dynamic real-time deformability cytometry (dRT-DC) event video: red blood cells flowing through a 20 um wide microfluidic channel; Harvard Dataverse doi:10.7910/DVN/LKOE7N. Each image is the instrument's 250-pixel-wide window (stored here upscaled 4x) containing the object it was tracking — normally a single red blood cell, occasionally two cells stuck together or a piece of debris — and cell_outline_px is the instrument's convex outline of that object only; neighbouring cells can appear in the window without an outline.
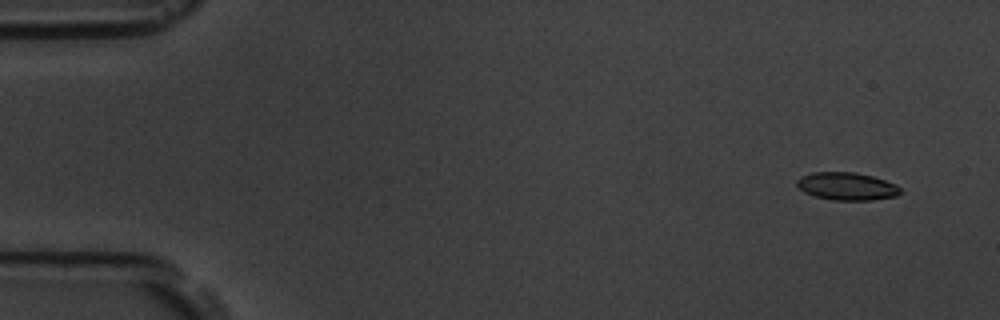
{"species": "common noctule bat (a hibernating species)", "species_latin": "Nyctalus noctula", "temperature_condition": "room temperature", "stored_images_in_passage": 6, "camera_frame_rate_fps": 3000, "um_per_image_px": 0.085, "animal": {"sex": "male", "body_mass_g": 19.5, "forearm_length_mm": 54.6}, "frame": {"image": 1, "passage_image": 1, "time_ms": 0.0, "image_size_px": [1000, 320], "cell_outline_px": [[900, 192], [896, 196], [872, 200], [832, 200], [816, 196], [804, 192], [796, 184], [796, 180], [800, 176], [812, 172], [856, 172], [872, 176], [896, 184], [900, 188]], "centroid_in_image_um": [71.96, 15.83], "position_along_channel_um": 13.0, "area_um2": 16.7}}
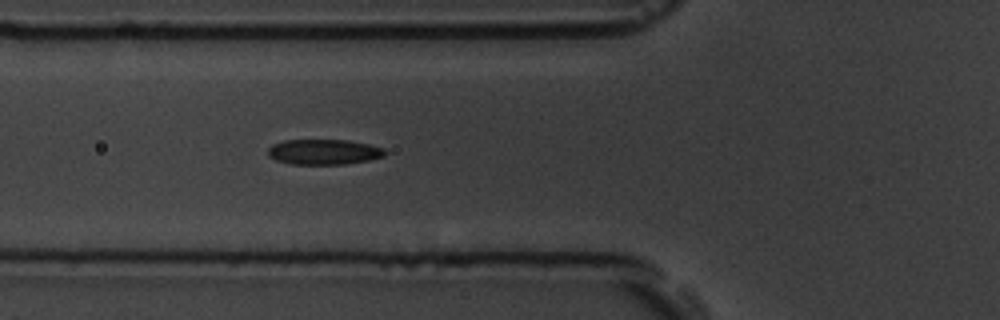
{"frame": {"image": 2, "passage_image": 6, "time_ms": 5.667, "image_size_px": [1000, 320], "cell_outline_px": [[388, 152], [384, 156], [368, 160], [344, 164], [292, 164], [276, 160], [268, 156], [268, 148], [272, 144], [284, 140], [348, 140], [368, 144], [384, 148]], "centroid_in_image_um": [27.52, 12.91], "position_along_channel_um": 98.3, "area_um2": 17.28}}